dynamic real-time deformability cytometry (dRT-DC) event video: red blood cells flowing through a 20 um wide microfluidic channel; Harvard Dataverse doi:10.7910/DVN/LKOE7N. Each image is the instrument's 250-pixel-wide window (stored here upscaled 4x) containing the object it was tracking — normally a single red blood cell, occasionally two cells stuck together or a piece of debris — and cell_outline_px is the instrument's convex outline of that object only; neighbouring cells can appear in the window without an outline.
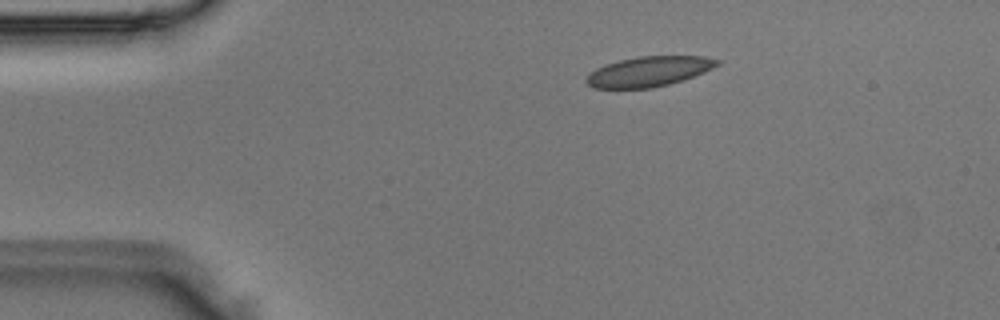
{"species": "Egyptian fruit bat (a non-hibernating species)", "species_latin": "Rousettus aegyptiacus", "temperature_condition": "room temperature", "stored_images_in_passage": 4, "camera_frame_rate_fps": 3000, "um_per_image_px": 0.085, "animal": {"sex": "male"}, "frame": {"image": 1, "passage_image": 1, "time_ms": 0.0, "image_size_px": [1000, 320], "cell_outline_px": [[720, 64], [704, 72], [684, 80], [652, 88], [592, 88], [584, 80], [596, 68], [604, 64], [620, 60], [640, 56], [704, 56], [720, 60]], "centroid_in_image_um": [55.16, 6.07], "position_along_channel_um": 29.8, "area_um2": 22.89}}
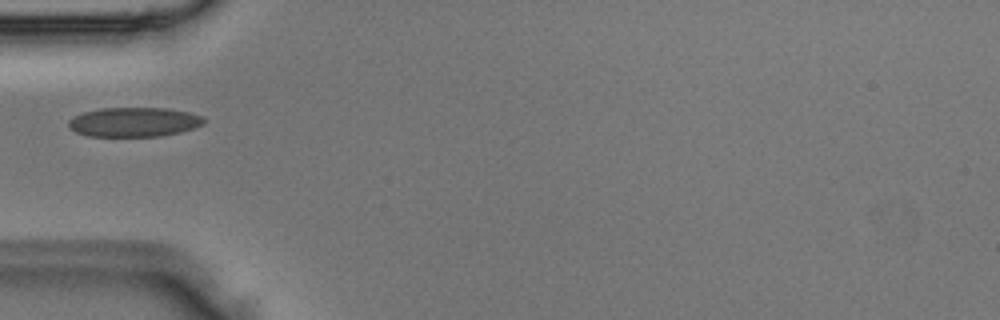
{"frame": {"image": 2, "passage_image": 3, "time_ms": 0.667, "image_size_px": [1000, 320], "cell_outline_px": [[208, 120], [204, 124], [180, 132], [160, 136], [88, 136], [76, 132], [68, 128], [68, 120], [84, 112], [100, 108], [168, 108], [188, 112], [204, 116]], "centroid_in_image_um": [11.42, 10.37], "position_along_channel_um": 73.6, "area_um2": 23.29}}
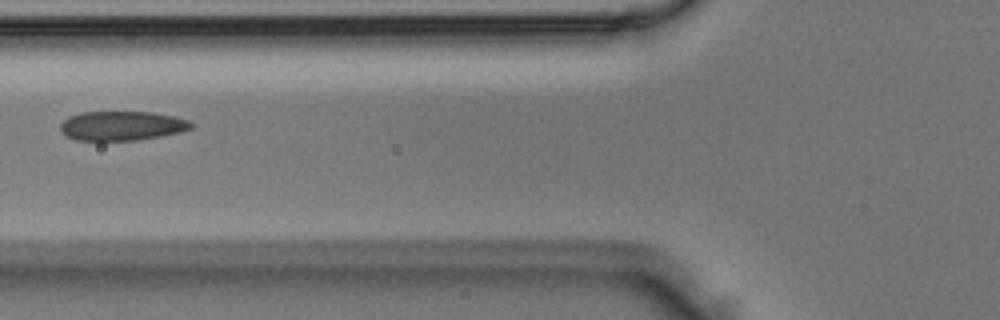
{"frame": {"image": 3, "passage_image": 4, "time_ms": 1.0, "image_size_px": [1000, 320], "cell_outline_px": [[196, 124], [192, 128], [180, 132], [160, 136], [136, 140], [76, 140], [68, 136], [60, 128], [60, 124], [68, 116], [80, 112], [152, 112], [176, 116], [188, 120]], "centroid_in_image_um": [10.4, 10.68], "position_along_channel_um": 115.4, "area_um2": 22.37}}